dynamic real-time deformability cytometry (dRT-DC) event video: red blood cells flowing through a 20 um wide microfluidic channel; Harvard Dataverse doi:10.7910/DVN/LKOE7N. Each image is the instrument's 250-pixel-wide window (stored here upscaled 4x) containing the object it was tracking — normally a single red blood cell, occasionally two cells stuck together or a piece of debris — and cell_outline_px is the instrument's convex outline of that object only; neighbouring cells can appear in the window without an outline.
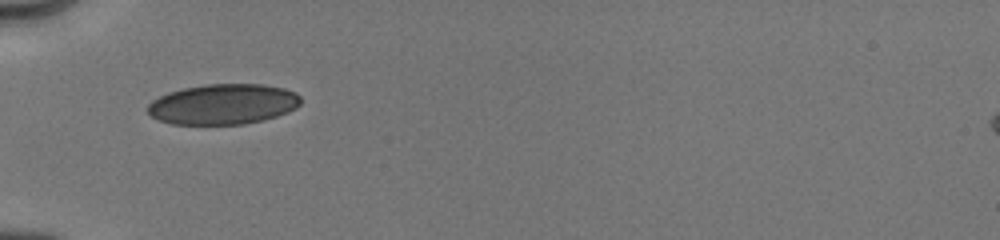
{"species": "human", "species_latin": "Homo sapiens", "temperature_condition": "cold", "stored_images_in_passage": 7, "camera_frame_rate_fps": 3000, "um_per_image_px": 0.085, "donor": {"sex": "male"}, "frame": {"image": 1, "passage_image": 1, "time_ms": 0.0, "image_size_px": [1000, 240], "cell_outline_px": [[300, 104], [296, 108], [288, 112], [264, 120], [244, 124], [172, 124], [160, 120], [152, 116], [144, 108], [152, 100], [168, 92], [184, 88], [204, 84], [264, 84], [284, 88], [296, 92], [300, 96]], "centroid_in_image_um": [18.97, 8.85], "position_along_channel_um": 66.0, "area_um2": 36.24}}
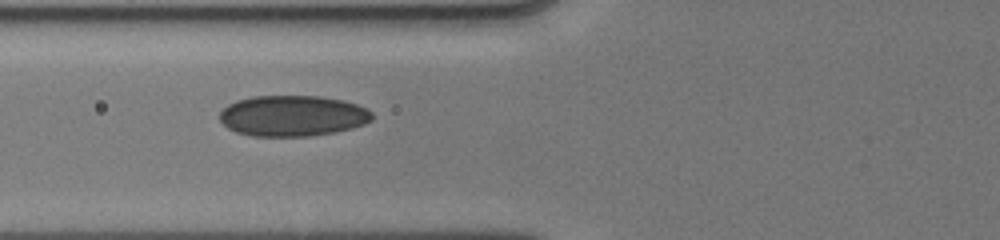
{"frame": {"image": 2, "passage_image": 6, "time_ms": 1.0, "image_size_px": [1000, 240], "cell_outline_px": [[372, 120], [364, 124], [352, 128], [336, 132], [312, 136], [252, 136], [236, 132], [228, 128], [220, 120], [220, 112], [228, 104], [236, 100], [252, 96], [320, 96], [344, 100], [356, 104], [372, 112]], "centroid_in_image_um": [24.87, 9.84], "position_along_channel_um": 100.9, "area_um2": 36.41}}